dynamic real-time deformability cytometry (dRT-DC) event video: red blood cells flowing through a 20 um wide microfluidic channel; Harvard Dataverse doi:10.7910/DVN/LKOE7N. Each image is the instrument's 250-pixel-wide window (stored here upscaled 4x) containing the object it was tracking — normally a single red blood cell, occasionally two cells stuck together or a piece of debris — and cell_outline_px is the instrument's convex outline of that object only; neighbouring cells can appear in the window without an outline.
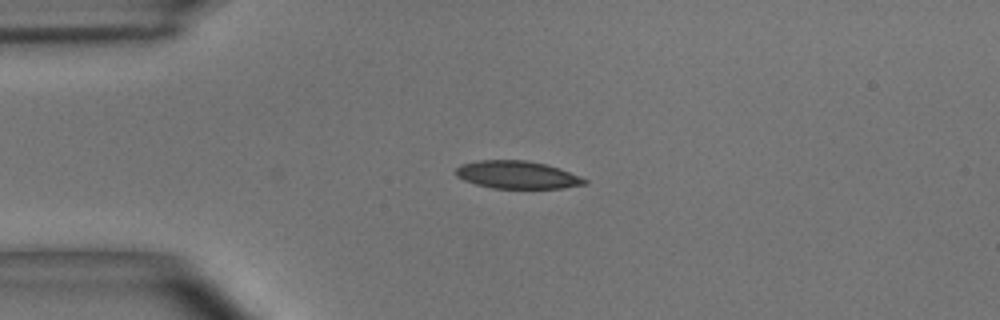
{"species": "common noctule bat (a hibernating species)", "species_latin": "Nyctalus noctula", "temperature_condition": "room temperature", "stored_images_in_passage": 33, "camera_frame_rate_fps": 3000, "um_per_image_px": 0.085, "animal": {"sex": "male", "body_mass_g": 15.6}, "frame": {"image": 1, "passage_image": 1, "time_ms": 0.0, "image_size_px": [1000, 320], "cell_outline_px": [[588, 184], [560, 188], [492, 188], [476, 184], [464, 180], [456, 176], [456, 168], [460, 164], [476, 160], [524, 160], [544, 164], [560, 168], [588, 180]], "centroid_in_image_um": [43.94, 14.85], "position_along_channel_um": 41.1, "area_um2": 20.75}}
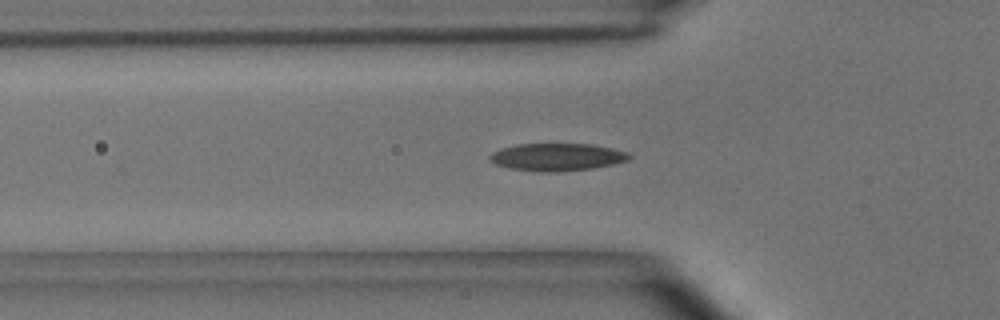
{"frame": {"image": 2, "passage_image": 6, "time_ms": 1.667, "image_size_px": [1000, 320], "cell_outline_px": [[632, 156], [628, 160], [612, 164], [592, 168], [556, 172], [540, 172], [512, 168], [496, 164], [488, 160], [488, 156], [492, 152], [500, 148], [516, 144], [592, 144], [612, 148], [628, 152]], "centroid_in_image_um": [47.33, 13.34], "position_along_channel_um": 78.5, "area_um2": 22.37}}
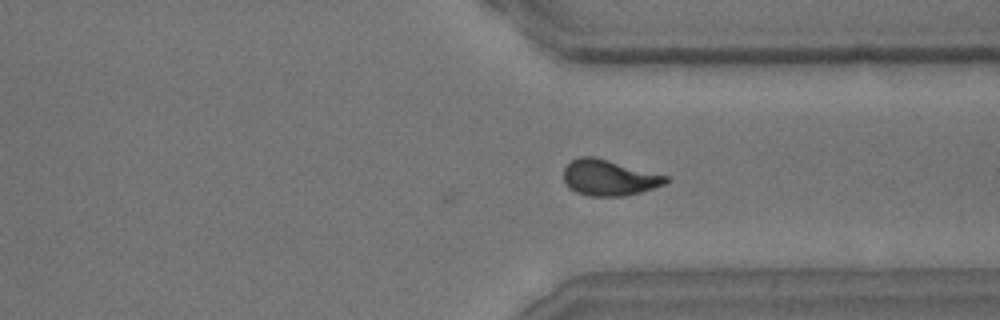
{"frame": {"image": 3, "passage_image": 29, "time_ms": 9.333, "image_size_px": [1000, 320], "cell_outline_px": [[668, 180], [664, 184], [640, 192], [624, 196], [588, 196], [576, 192], [568, 188], [564, 180], [564, 168], [572, 160], [580, 156], [596, 156], [668, 176]], "centroid_in_image_um": [51.74, 15.09], "position_along_channel_um": 359.7, "area_um2": 21.39}, "authors_computed_cell_mechanics": {"area_um2": 21.2704, "velocity_mm_per_s": 3.6574, "shape_relaxation_time_tau1_ms": 4.6808, "shape_relaxation_time_tau2_ms": 1.7925, "deformation_change_tau1": 0.1742, "deformation_change_tau2": 0.0754}}